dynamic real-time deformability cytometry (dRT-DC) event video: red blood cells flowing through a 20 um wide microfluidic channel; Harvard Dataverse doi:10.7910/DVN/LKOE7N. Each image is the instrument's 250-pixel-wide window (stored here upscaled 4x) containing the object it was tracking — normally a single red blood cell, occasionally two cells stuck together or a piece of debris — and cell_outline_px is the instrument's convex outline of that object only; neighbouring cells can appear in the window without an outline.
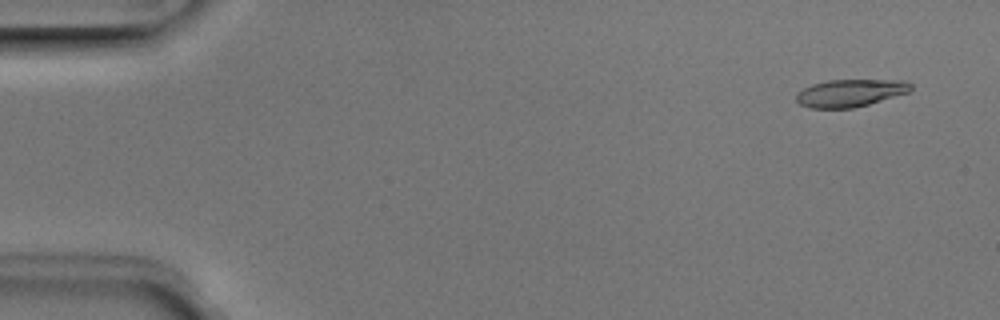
{"species": "Egyptian fruit bat (a non-hibernating species)", "species_latin": "Rousettus aegyptiacus", "temperature_condition": "room temperature", "stored_images_in_passage": 6, "camera_frame_rate_fps": 3000, "um_per_image_px": 0.085, "animal": {"sex": "male"}, "frame": {"image": 1, "passage_image": 1, "time_ms": 0.0, "image_size_px": [1000, 320], "cell_outline_px": [[912, 88], [908, 92], [868, 104], [852, 108], [812, 108], [800, 104], [796, 100], [796, 96], [804, 88], [812, 84], [828, 80], [904, 80], [912, 84]], "centroid_in_image_um": [72.28, 7.89], "position_along_channel_um": 12.7, "area_um2": 18.09}}
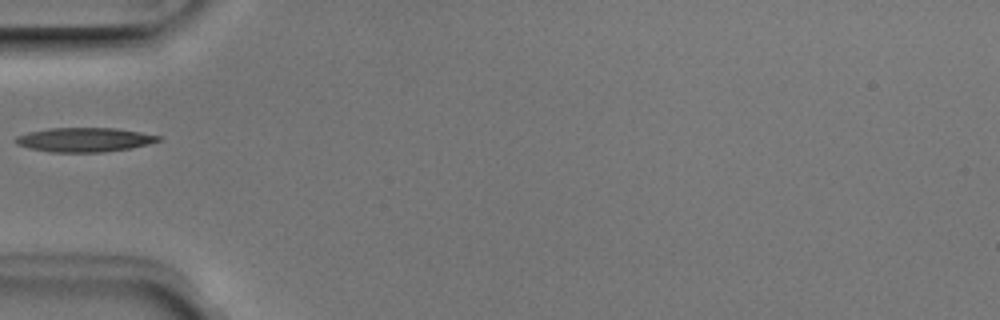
{"frame": {"image": 2, "passage_image": 4, "time_ms": 1.0, "image_size_px": [1000, 320], "cell_outline_px": [[160, 140], [148, 144], [132, 148], [104, 152], [52, 152], [28, 148], [16, 144], [12, 140], [16, 136], [28, 132], [48, 128], [116, 128], [140, 132], [160, 136]], "centroid_in_image_um": [7.13, 11.88], "position_along_channel_um": 77.9, "area_um2": 20.23}}
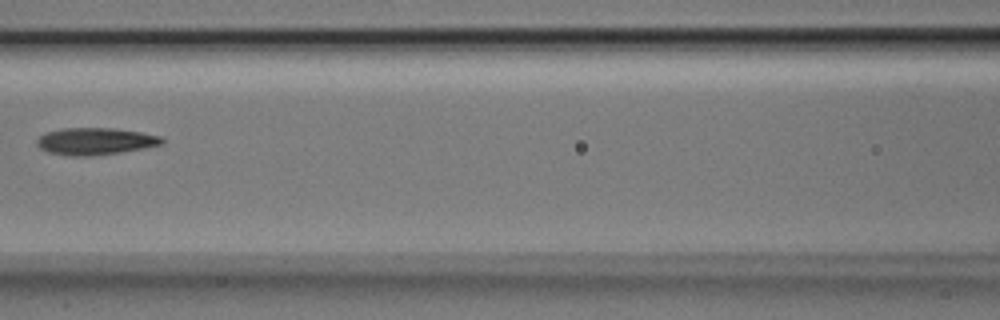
{"frame": {"image": 3, "passage_image": 6, "time_ms": 1.667, "image_size_px": [1000, 320], "cell_outline_px": [[164, 144], [144, 148], [120, 152], [88, 156], [72, 156], [48, 152], [40, 148], [36, 144], [36, 140], [40, 136], [48, 132], [64, 128], [116, 128], [140, 132], [160, 136], [164, 140]], "centroid_in_image_um": [8.11, 12.0], "position_along_channel_um": 158.5, "area_um2": 19.59}}